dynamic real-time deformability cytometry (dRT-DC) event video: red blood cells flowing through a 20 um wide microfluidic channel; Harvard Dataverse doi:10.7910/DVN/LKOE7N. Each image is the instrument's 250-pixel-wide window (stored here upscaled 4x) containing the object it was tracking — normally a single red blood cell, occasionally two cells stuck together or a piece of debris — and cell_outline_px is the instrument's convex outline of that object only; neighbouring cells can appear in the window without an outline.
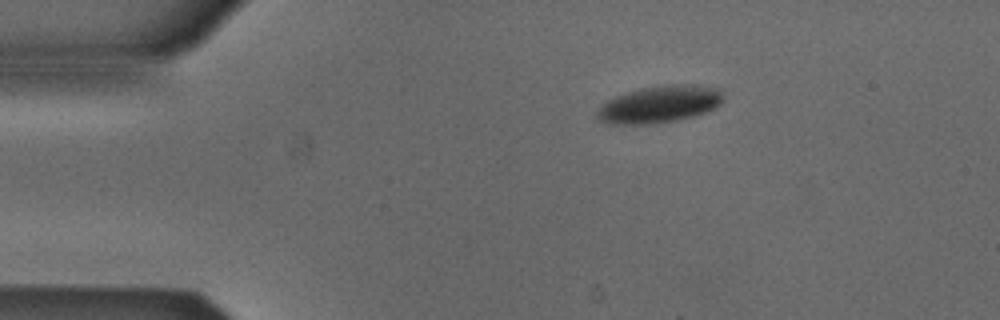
{"species": "Egyptian fruit bat (a non-hibernating species)", "species_latin": "Rousettus aegyptiacus", "temperature_condition": "cold", "stored_images_in_passage": 4, "camera_frame_rate_fps": 3000, "um_per_image_px": 0.085, "animal": {"sex": "male"}, "frame": {"image": 1, "passage_image": 1, "time_ms": 0.0, "image_size_px": [1000, 320], "cell_outline_px": [[724, 100], [720, 104], [704, 112], [692, 116], [676, 120], [648, 124], [608, 124], [600, 120], [596, 116], [596, 108], [600, 104], [624, 92], [640, 88], [664, 84], [696, 84], [720, 88], [724, 96]], "centroid_in_image_um": [56.04, 8.84], "position_along_channel_um": 29.0, "area_um2": 27.57}}
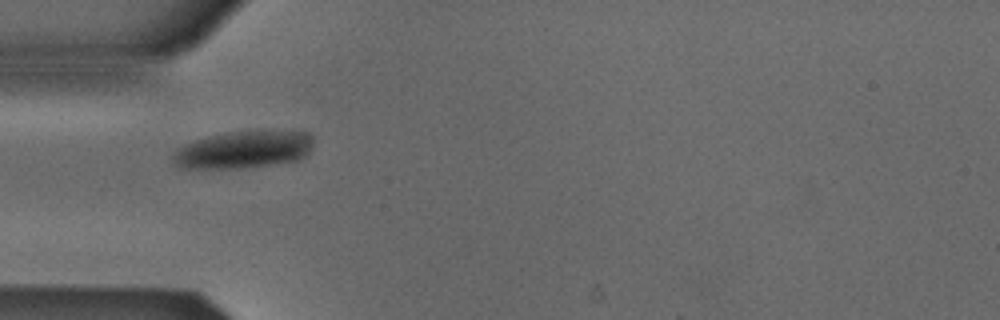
{"frame": {"image": 2, "passage_image": 3, "time_ms": 0.667, "image_size_px": [1000, 320], "cell_outline_px": [[312, 136], [304, 152], [296, 160], [240, 168], [180, 168], [172, 160], [172, 152], [176, 148], [184, 144], [208, 136], [228, 132], [304, 132]], "centroid_in_image_um": [20.51, 12.74], "position_along_channel_um": 64.5, "area_um2": 29.36}}
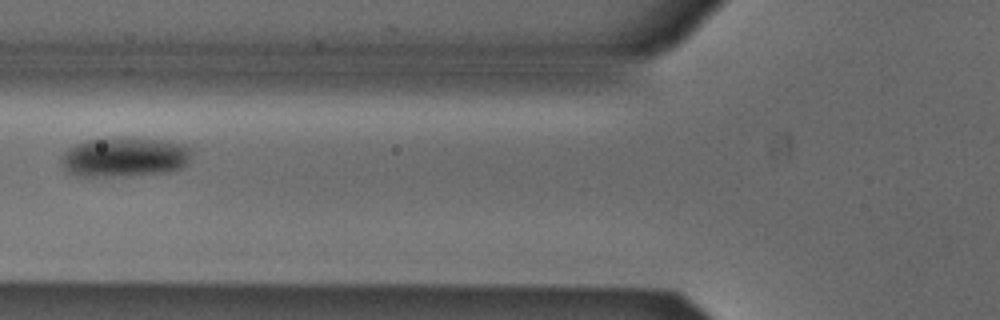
{"frame": {"image": 3, "passage_image": 4, "time_ms": 1.0, "image_size_px": [1000, 320], "cell_outline_px": [[192, 152], [188, 164], [184, 168], [168, 172], [128, 176], [76, 176], [68, 172], [60, 164], [60, 156], [68, 148], [84, 140], [124, 136], [136, 136], [164, 140], [184, 144], [192, 148]], "centroid_in_image_um": [10.61, 13.33], "position_along_channel_um": 115.2, "area_um2": 31.21}}